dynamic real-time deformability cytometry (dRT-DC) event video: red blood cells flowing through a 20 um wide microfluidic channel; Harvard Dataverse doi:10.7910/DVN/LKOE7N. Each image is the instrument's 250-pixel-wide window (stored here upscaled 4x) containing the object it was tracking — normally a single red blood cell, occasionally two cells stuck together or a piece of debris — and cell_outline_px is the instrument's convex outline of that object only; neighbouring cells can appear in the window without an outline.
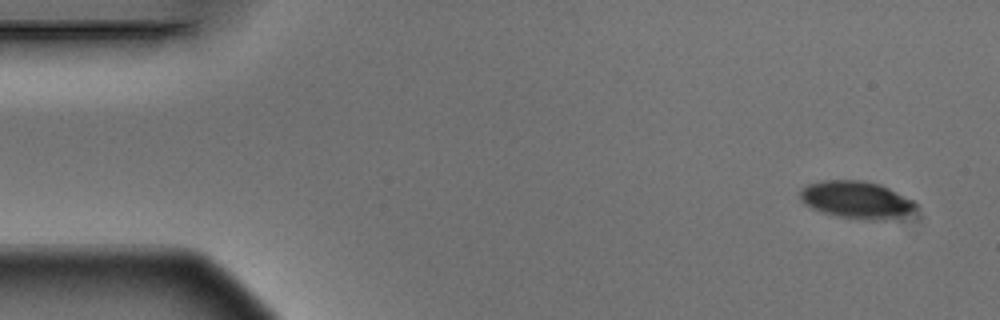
{"species": "Egyptian fruit bat (a non-hibernating species)", "species_latin": "Rousettus aegyptiacus", "temperature_condition": "warm", "stored_images_in_passage": 5, "camera_frame_rate_fps": 3000, "um_per_image_px": 0.085, "animal": {"sex": "male"}, "frame": {"image": 1, "passage_image": 1, "time_ms": 0.0, "image_size_px": [1000, 320], "cell_outline_px": [[916, 208], [892, 220], [872, 220], [836, 216], [812, 208], [804, 204], [800, 196], [800, 192], [808, 184], [820, 180], [860, 180], [880, 184], [912, 200], [916, 204]], "centroid_in_image_um": [72.77, 16.98], "position_along_channel_um": 12.2, "area_um2": 24.85}}
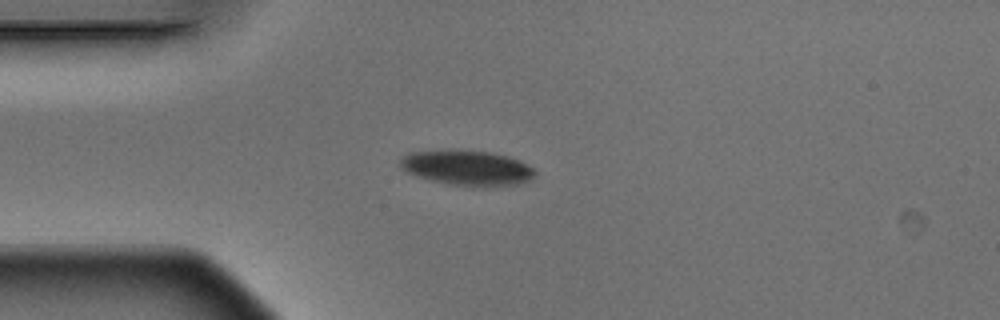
{"frame": {"image": 2, "passage_image": 4, "time_ms": 1.0, "image_size_px": [1000, 320], "cell_outline_px": [[536, 176], [528, 180], [516, 184], [484, 188], [472, 188], [448, 184], [416, 176], [400, 168], [400, 156], [408, 152], [488, 152], [508, 156], [520, 160], [532, 168], [536, 172]], "centroid_in_image_um": [39.73, 14.32], "position_along_channel_um": 45.3, "area_um2": 27.28}}